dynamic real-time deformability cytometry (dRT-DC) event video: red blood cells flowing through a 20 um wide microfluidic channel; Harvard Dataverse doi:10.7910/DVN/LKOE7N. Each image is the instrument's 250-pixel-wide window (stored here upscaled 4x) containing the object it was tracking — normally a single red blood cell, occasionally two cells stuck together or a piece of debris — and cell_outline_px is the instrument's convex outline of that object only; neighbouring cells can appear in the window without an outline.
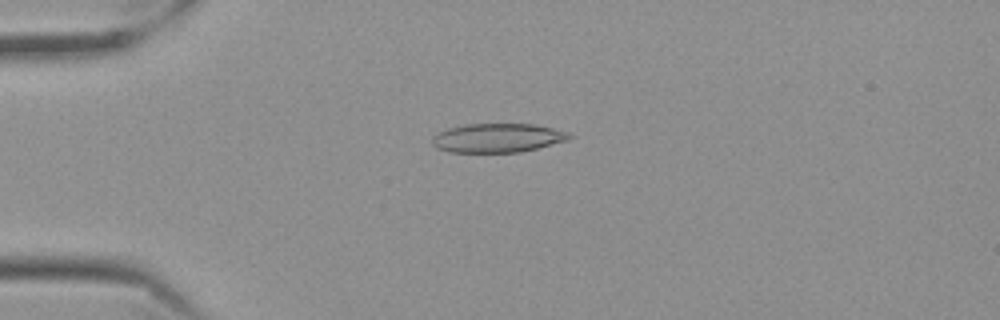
{"species": "Egyptian fruit bat (a non-hibernating species)", "species_latin": "Rousettus aegyptiacus", "temperature_condition": "cold", "stored_images_in_passage": 36, "camera_frame_rate_fps": 3000, "um_per_image_px": 0.085, "frame": {"image": 1, "passage_image": 1, "time_ms": 0.0, "image_size_px": [1000, 320], "cell_outline_px": [[572, 136], [568, 140], [520, 152], [448, 152], [436, 148], [432, 144], [432, 136], [448, 128], [464, 124], [536, 124], [568, 132]], "centroid_in_image_um": [42.27, 11.72], "position_along_channel_um": 42.7, "area_um2": 23.12}}
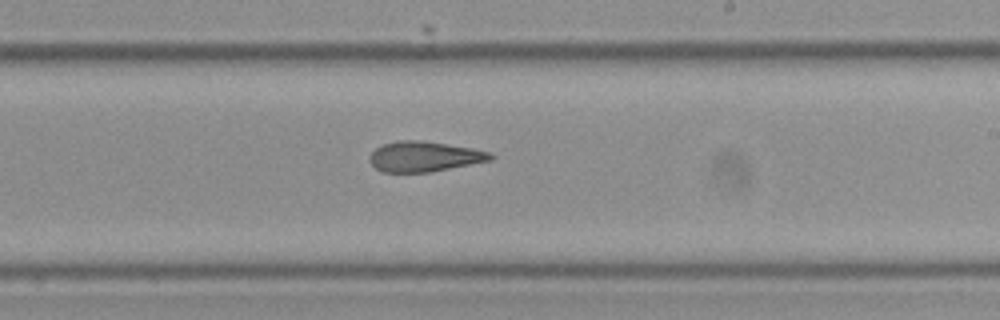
{"frame": {"image": 2, "passage_image": 21, "time_ms": 6.667, "image_size_px": [1000, 320], "cell_outline_px": [[496, 156], [492, 160], [428, 172], [384, 172], [376, 168], [368, 160], [372, 152], [376, 148], [384, 144], [396, 140], [420, 140], [472, 148], [488, 152]], "centroid_in_image_um": [36.05, 13.3], "position_along_channel_um": 252.9, "area_um2": 21.1}}
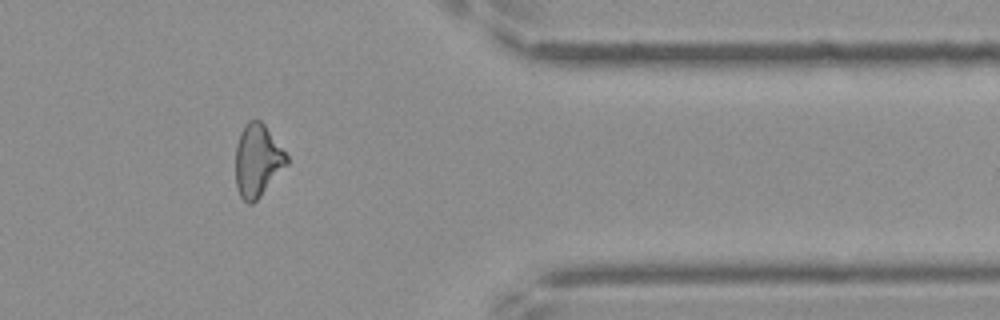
{"frame": {"image": 3, "passage_image": 34, "time_ms": 11.0, "image_size_px": [1000, 320], "cell_outline_px": [[288, 164], [260, 196], [252, 204], [248, 204], [240, 196], [236, 188], [236, 144], [240, 132], [244, 124], [248, 120], [260, 120], [264, 124], [288, 156]], "centroid_in_image_um": [21.87, 13.64], "position_along_channel_um": 389.5, "area_um2": 21.56}, "authors_computed_cell_mechanics": {"area_um2": 21.8773, "velocity_mm_per_s": 3.5452, "shape_relaxation_time_tau1_ms": null, "shape_relaxation_time_tau2_ms": 3.9958, "deformation_change_tau1": null, "deformation_change_tau2": 0.131}}